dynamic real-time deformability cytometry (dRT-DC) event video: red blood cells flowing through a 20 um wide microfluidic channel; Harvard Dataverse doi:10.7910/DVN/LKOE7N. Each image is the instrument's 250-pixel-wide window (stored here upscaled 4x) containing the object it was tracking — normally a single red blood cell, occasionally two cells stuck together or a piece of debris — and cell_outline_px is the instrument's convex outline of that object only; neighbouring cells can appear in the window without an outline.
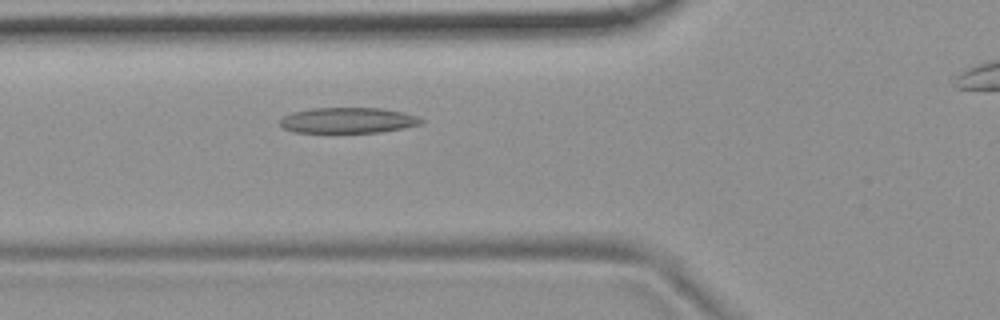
{"species": "common noctule bat (a hibernating species)", "species_latin": "Nyctalus noctula", "temperature_condition": "room temperature", "stored_images_in_passage": 35, "camera_frame_rate_fps": 3000, "um_per_image_px": 0.085, "animal": {"sex": "female", "body_mass_g": 19.9}, "frame": {"image": 1, "passage_image": 6, "time_ms": 1.667, "image_size_px": [1000, 320], "cell_outline_px": [[424, 120], [420, 124], [404, 128], [380, 132], [292, 132], [284, 128], [280, 124], [280, 120], [284, 116], [292, 112], [312, 108], [384, 108], [404, 112], [416, 116]], "centroid_in_image_um": [29.58, 10.22], "position_along_channel_um": 96.2, "area_um2": 21.04}}
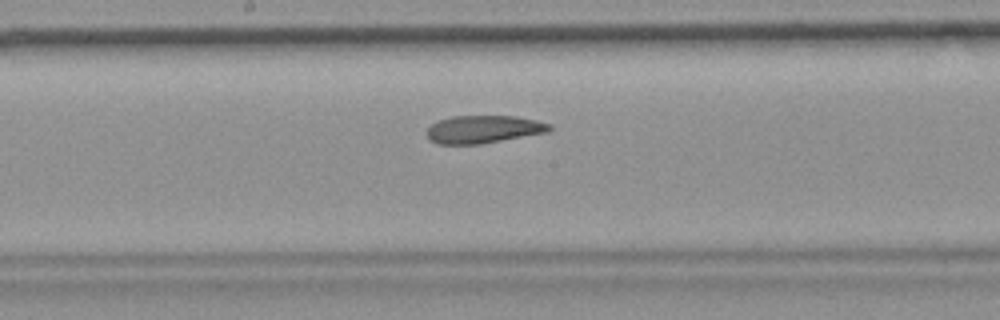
{"frame": {"image": 2, "passage_image": 15, "time_ms": 4.667, "image_size_px": [1000, 320], "cell_outline_px": [[552, 128], [548, 132], [480, 144], [436, 144], [428, 140], [428, 128], [436, 120], [452, 116], [516, 116], [536, 120], [552, 124]], "centroid_in_image_um": [41.08, 10.99], "position_along_channel_um": 207.1, "area_um2": 19.94}}
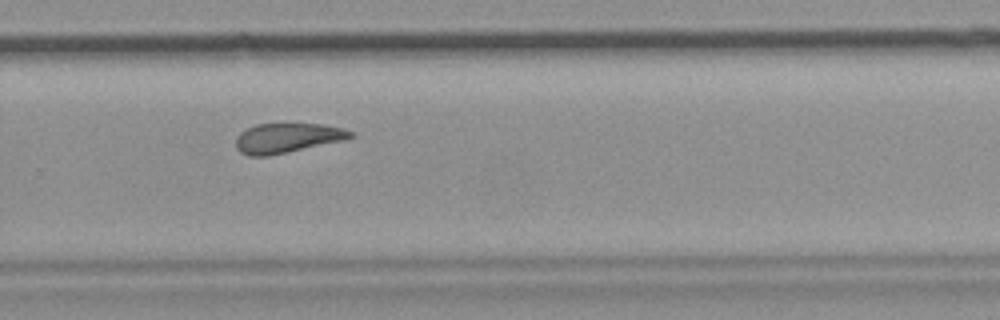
{"frame": {"image": 3, "passage_image": 23, "time_ms": 7.333, "image_size_px": [1000, 320], "cell_outline_px": [[352, 136], [344, 140], [268, 156], [248, 156], [240, 152], [236, 148], [236, 136], [240, 132], [256, 124], [320, 124], [344, 128], [352, 132]], "centroid_in_image_um": [24.37, 11.73], "position_along_channel_um": 305.4, "area_um2": 19.65}, "authors_computed_cell_mechanics": {"area_um2": 20.4612, "velocity_mm_per_s": 3.6956, "shape_relaxation_time_tau1_ms": null, "shape_relaxation_time_tau2_ms": 3.8793, "deformation_change_tau1": null, "deformation_change_tau2": 0.1172}}